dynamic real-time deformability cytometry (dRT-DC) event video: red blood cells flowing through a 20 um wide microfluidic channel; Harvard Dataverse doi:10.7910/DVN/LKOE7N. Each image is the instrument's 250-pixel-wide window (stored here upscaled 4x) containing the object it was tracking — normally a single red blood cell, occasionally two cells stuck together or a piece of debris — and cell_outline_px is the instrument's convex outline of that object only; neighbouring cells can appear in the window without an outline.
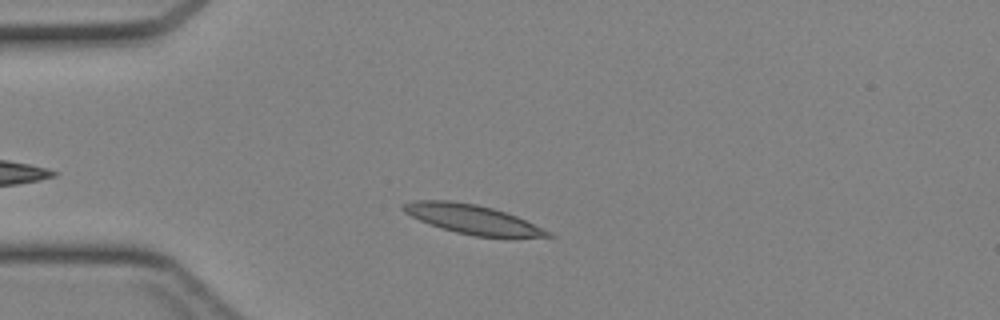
{"species": "Egyptian fruit bat (a non-hibernating species)", "species_latin": "Rousettus aegyptiacus", "temperature_condition": "cold", "stored_images_in_passage": 29, "camera_frame_rate_fps": 3000, "um_per_image_px": 0.085, "animal": {"sex": "female"}, "frame": {"image": 1, "passage_image": 1, "time_ms": 0.0, "image_size_px": [1000, 320], "cell_outline_px": [[556, 236], [476, 236], [456, 232], [440, 228], [420, 220], [404, 212], [400, 208], [400, 204], [416, 200], [452, 200], [476, 204], [492, 208], [516, 216], [552, 232]], "centroid_in_image_um": [40.08, 18.61], "position_along_channel_um": 44.9, "area_um2": 24.22}}
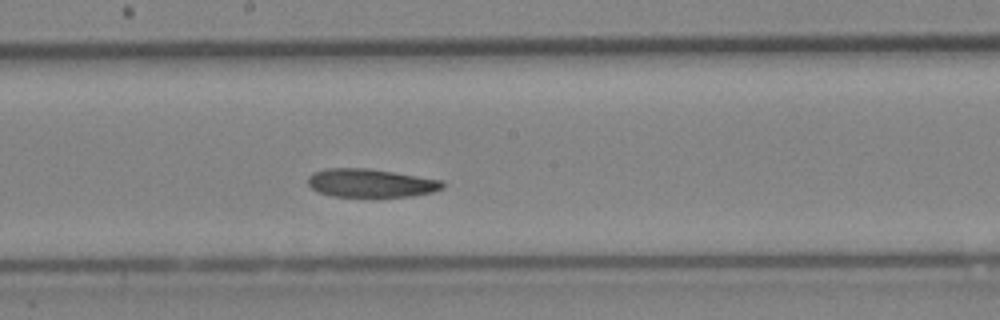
{"frame": {"image": 2, "passage_image": 14, "time_ms": 4.333, "image_size_px": [1000, 320], "cell_outline_px": [[444, 188], [432, 192], [412, 196], [332, 196], [320, 192], [312, 188], [308, 184], [308, 176], [312, 172], [324, 168], [368, 168], [444, 180]], "centroid_in_image_um": [31.52, 15.54], "position_along_channel_um": 216.7, "area_um2": 22.25}}
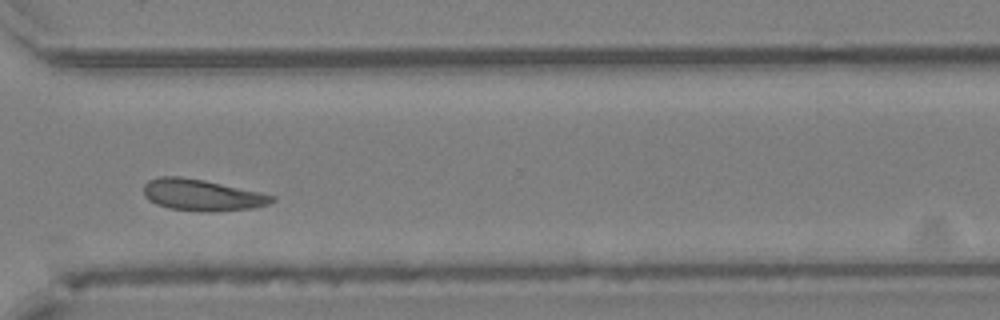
{"frame": {"image": 3, "passage_image": 23, "time_ms": 7.333, "image_size_px": [1000, 320], "cell_outline_px": [[276, 200], [268, 204], [252, 208], [212, 212], [204, 212], [168, 208], [156, 204], [144, 196], [144, 184], [148, 180], [160, 176], [180, 176], [204, 180], [260, 192], [276, 196]], "centroid_in_image_um": [17.16, 16.58], "position_along_channel_um": 353.4, "area_um2": 23.58}}